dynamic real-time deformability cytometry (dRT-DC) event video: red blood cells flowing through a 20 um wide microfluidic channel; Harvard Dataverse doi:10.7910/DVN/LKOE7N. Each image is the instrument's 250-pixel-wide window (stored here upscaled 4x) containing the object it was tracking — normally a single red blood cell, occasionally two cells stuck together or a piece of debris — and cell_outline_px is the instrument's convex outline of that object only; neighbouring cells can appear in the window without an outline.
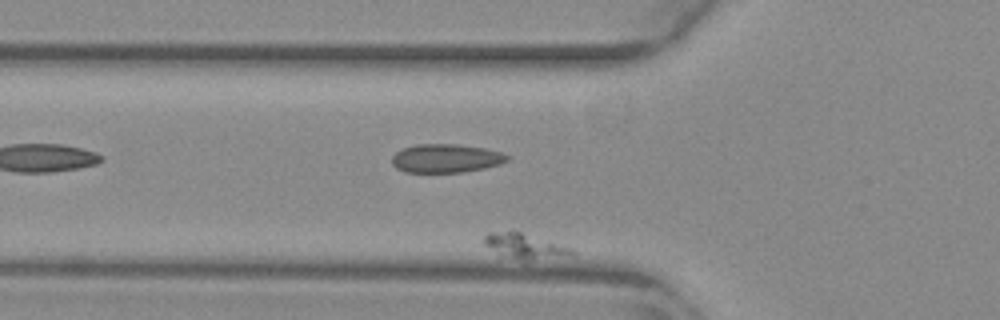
{"species": "common noctule bat (a hibernating species)", "species_latin": "Nyctalus noctula", "temperature_condition": "warm", "stored_images_in_passage": 38, "camera_frame_rate_fps": 3000, "um_per_image_px": 0.085, "animal": {"sex": "female", "body_mass_g": 29.2, "forearm_length_mm": 56.3}, "frame": {"image": 1, "passage_image": 2, "time_ms": 0.333, "image_size_px": [1000, 320], "cell_outline_px": [[576, 256], [528, 260], [524, 260], [512, 256], [484, 244], [484, 236], [488, 232], [512, 228], [572, 248], [576, 252]], "centroid_in_image_um": [44.71, 20.85], "position_along_channel_um": 81.1, "area_um2": 12.89}}
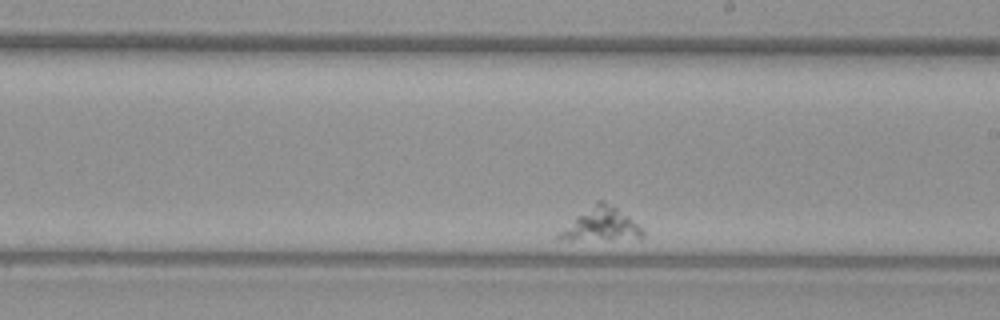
{"frame": {"image": 2, "passage_image": 22, "time_ms": 7.0, "image_size_px": [1000, 320], "cell_outline_px": [[644, 236], [640, 240], [556, 240], [556, 232], [596, 200], [604, 200], [628, 216], [644, 232]], "centroid_in_image_um": [51.05, 19.13], "position_along_channel_um": 238.0, "area_um2": 16.59}}
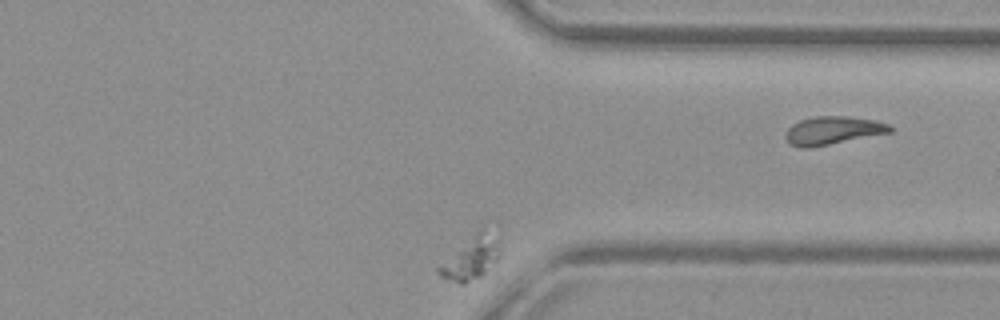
{"frame": {"image": 3, "passage_image": 37, "time_ms": 12.0, "image_size_px": [1000, 320], "cell_outline_px": [[500, 256], [488, 272], [484, 276], [464, 284], [460, 284], [448, 280], [440, 276], [436, 272], [436, 268], [480, 224], [492, 228], [500, 248]], "centroid_in_image_um": [40.08, 21.86], "position_along_channel_um": 371.3, "area_um2": 16.36}}